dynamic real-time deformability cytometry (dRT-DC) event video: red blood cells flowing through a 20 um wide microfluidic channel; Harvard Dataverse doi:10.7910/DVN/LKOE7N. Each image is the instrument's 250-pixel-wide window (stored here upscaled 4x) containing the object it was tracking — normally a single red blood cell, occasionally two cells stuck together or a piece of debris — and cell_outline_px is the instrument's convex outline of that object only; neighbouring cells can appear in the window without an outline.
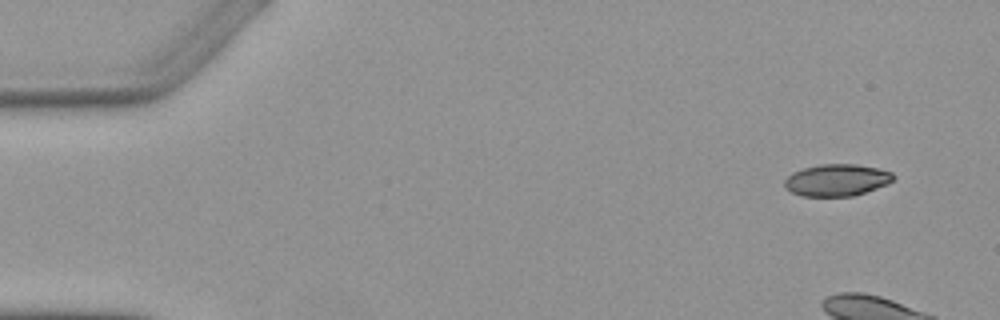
{"species": "Egyptian fruit bat (a non-hibernating species)", "species_latin": "Rousettus aegyptiacus", "temperature_condition": "warm", "stored_images_in_passage": 5, "camera_frame_rate_fps": 3000, "um_per_image_px": 0.085, "animal": {"sex": "female"}, "frame": {"image": 1, "passage_image": 1, "time_ms": 0.0, "image_size_px": [1000, 320], "cell_outline_px": [[896, 176], [888, 184], [852, 196], [800, 196], [784, 188], [784, 180], [792, 172], [804, 168], [820, 164], [856, 164], [876, 168], [892, 172]], "centroid_in_image_um": [71.1, 15.3], "position_along_channel_um": 13.9, "area_um2": 20.23}}